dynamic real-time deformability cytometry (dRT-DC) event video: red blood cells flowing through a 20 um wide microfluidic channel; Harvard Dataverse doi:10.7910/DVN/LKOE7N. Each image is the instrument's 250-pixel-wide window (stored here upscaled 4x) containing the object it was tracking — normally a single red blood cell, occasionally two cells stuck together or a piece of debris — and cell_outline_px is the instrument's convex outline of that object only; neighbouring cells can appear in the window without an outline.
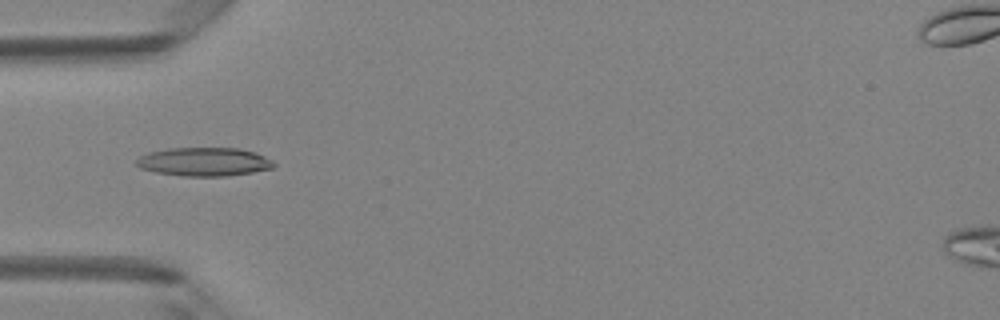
{"species": "Egyptian fruit bat (a non-hibernating species)", "species_latin": "Rousettus aegyptiacus", "temperature_condition": "room temperature", "stored_images_in_passage": 37, "camera_frame_rate_fps": 3000, "um_per_image_px": 0.085, "animal": {"sex": "female"}, "frame": {"image": 1, "passage_image": 5, "time_ms": 1.333, "image_size_px": [1000, 320], "cell_outline_px": [[276, 164], [272, 168], [252, 172], [228, 176], [184, 176], [156, 172], [140, 168], [132, 164], [140, 156], [148, 152], [168, 148], [240, 148], [256, 152], [272, 160]], "centroid_in_image_um": [17.33, 13.75], "position_along_channel_um": 67.7, "area_um2": 23.06}}
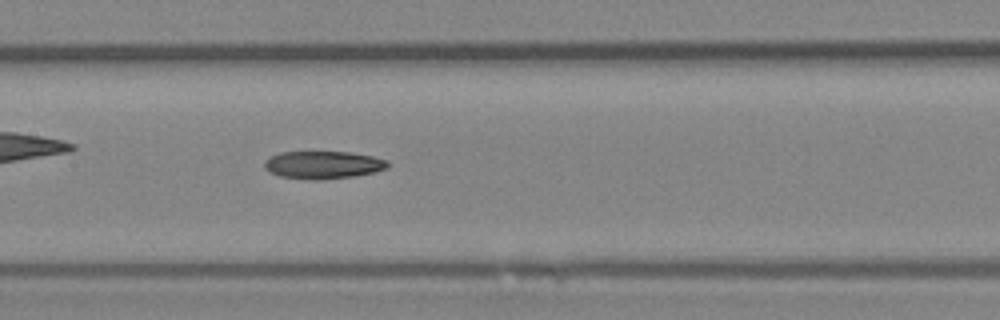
{"frame": {"image": 2, "passage_image": 13, "time_ms": 4.0, "image_size_px": [1000, 320], "cell_outline_px": [[388, 168], [356, 176], [320, 180], [312, 180], [280, 176], [268, 172], [264, 168], [264, 160], [268, 156], [280, 152], [352, 152], [372, 156], [388, 160]], "centroid_in_image_um": [27.42, 14.01], "position_along_channel_um": 180.0, "area_um2": 20.11}}
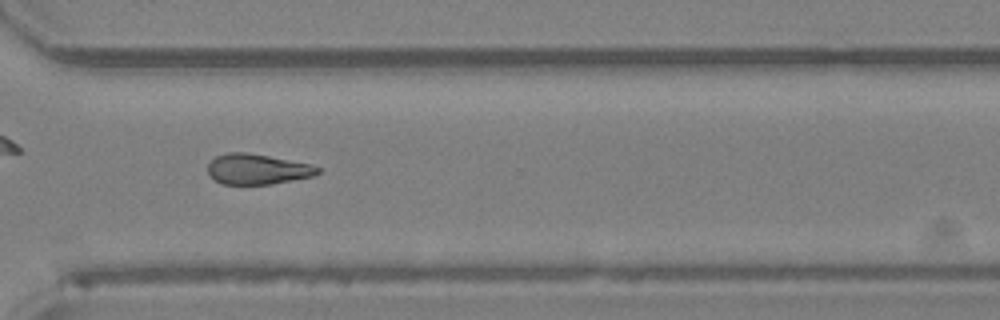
{"frame": {"image": 3, "passage_image": 25, "time_ms": 8.0, "image_size_px": [1000, 320], "cell_outline_px": [[320, 172], [312, 176], [292, 180], [268, 184], [220, 184], [212, 180], [208, 176], [208, 164], [216, 156], [228, 152], [248, 152], [308, 164], [320, 168]], "centroid_in_image_um": [21.79, 14.38], "position_along_channel_um": 348.8, "area_um2": 19.36}}